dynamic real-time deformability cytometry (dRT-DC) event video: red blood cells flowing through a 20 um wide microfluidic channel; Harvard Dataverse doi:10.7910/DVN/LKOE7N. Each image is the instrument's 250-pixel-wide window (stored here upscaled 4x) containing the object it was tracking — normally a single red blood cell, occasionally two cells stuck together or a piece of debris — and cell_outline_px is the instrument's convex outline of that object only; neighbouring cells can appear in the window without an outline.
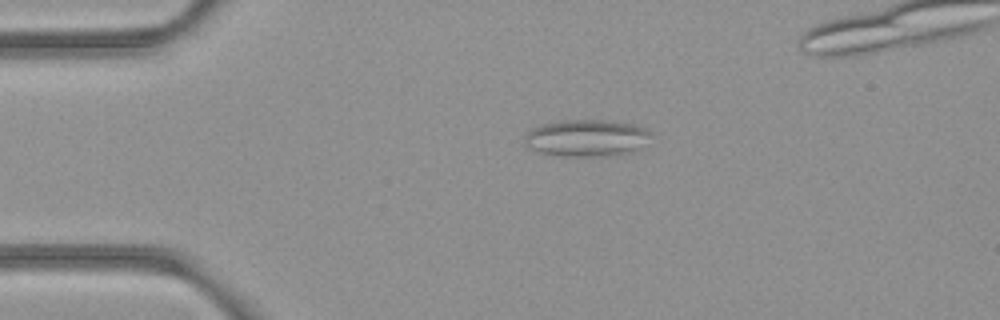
{"species": "common noctule bat (a hibernating species)", "species_latin": "Nyctalus noctula", "temperature_condition": "room temperature", "stored_images_in_passage": 5, "camera_frame_rate_fps": 3000, "um_per_image_px": 0.085, "animal": {"sex": "female", "body_mass_g": 21.9}, "frame": {"image": 1, "passage_image": 5, "time_ms": 1.333, "image_size_px": [1000, 320], "cell_outline_px": [[648, 132], [636, 148], [624, 152], [604, 156], [564, 156], [540, 152], [532, 148], [528, 144], [524, 136], [532, 128], [544, 124], [564, 120], [612, 120], [632, 124], [644, 128]], "centroid_in_image_um": [49.76, 11.7], "position_along_channel_um": 35.2, "area_um2": 26.01}}